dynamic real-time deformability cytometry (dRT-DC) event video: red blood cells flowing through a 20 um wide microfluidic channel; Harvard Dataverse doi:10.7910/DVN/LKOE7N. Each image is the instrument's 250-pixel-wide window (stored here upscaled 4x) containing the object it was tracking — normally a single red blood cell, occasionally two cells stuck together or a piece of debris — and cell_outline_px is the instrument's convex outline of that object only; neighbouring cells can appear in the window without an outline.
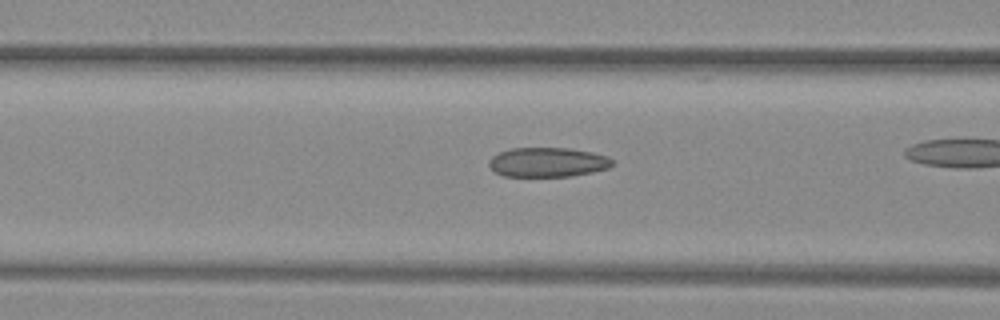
{"species": "common noctule bat (a hibernating species)", "species_latin": "Nyctalus noctula", "temperature_condition": "warm", "stored_images_in_passage": 23, "camera_frame_rate_fps": 3000, "um_per_image_px": 0.085, "animal": {"sex": "female", "body_mass_g": 29.2, "forearm_length_mm": 56.3}, "frame": {"image": 1, "passage_image": 4, "time_ms": 1.0, "image_size_px": [1000, 320], "cell_outline_px": [[612, 164], [608, 168], [592, 172], [572, 176], [504, 176], [496, 172], [488, 164], [488, 160], [492, 156], [500, 152], [512, 148], [572, 148], [592, 152], [608, 156], [612, 160]], "centroid_in_image_um": [46.56, 13.78], "position_along_channel_um": 120.0, "area_um2": 21.15}}
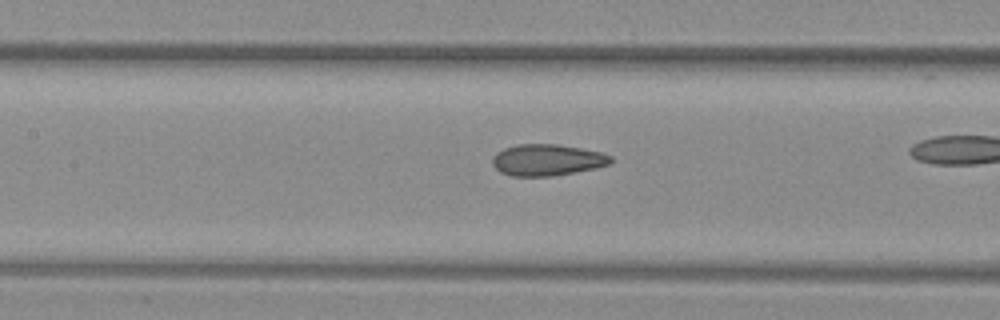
{"frame": {"image": 2, "passage_image": 7, "time_ms": 2.0, "image_size_px": [1000, 320], "cell_outline_px": [[612, 160], [608, 164], [596, 168], [576, 172], [552, 176], [512, 176], [500, 172], [492, 164], [492, 156], [496, 152], [504, 148], [520, 144], [556, 144], [580, 148], [600, 152], [612, 156]], "centroid_in_image_um": [46.48, 13.6], "position_along_channel_um": 160.9, "area_um2": 21.68}}
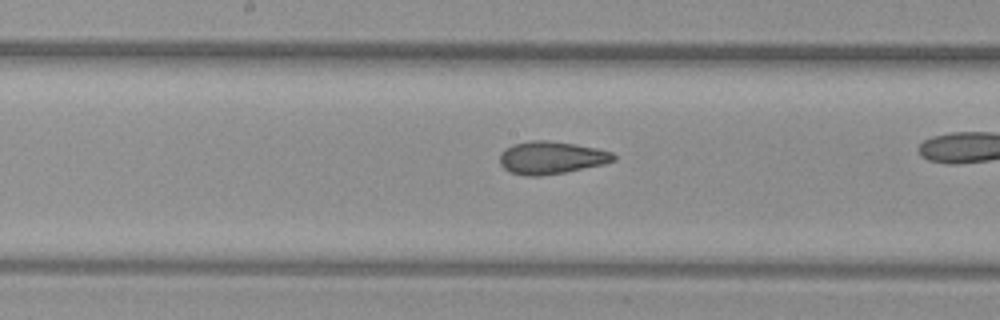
{"frame": {"image": 3, "passage_image": 10, "time_ms": 3.0, "image_size_px": [1000, 320], "cell_outline_px": [[616, 160], [604, 164], [564, 172], [540, 176], [528, 176], [512, 172], [504, 168], [500, 164], [500, 152], [504, 148], [512, 144], [532, 140], [544, 140], [576, 144], [596, 148], [612, 152], [616, 156]], "centroid_in_image_um": [46.85, 13.39], "position_along_channel_um": 201.3, "area_um2": 21.62}}